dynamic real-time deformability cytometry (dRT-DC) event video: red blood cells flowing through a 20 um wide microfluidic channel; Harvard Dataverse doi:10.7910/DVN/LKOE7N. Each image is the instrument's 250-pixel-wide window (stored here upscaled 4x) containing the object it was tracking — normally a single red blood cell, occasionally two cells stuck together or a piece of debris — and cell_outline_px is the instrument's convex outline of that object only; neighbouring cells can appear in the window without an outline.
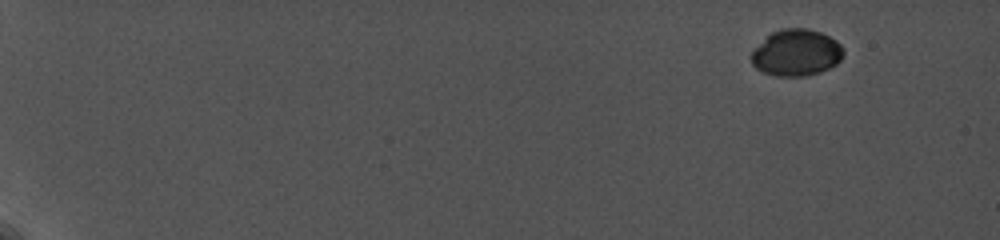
{"species": "common noctule bat (a hibernating species)", "species_latin": "Nyctalus noctula", "temperature_condition": "cold", "stored_images_in_passage": 55, "camera_frame_rate_fps": 5000, "um_per_image_px": 0.085, "animal": {"sex": "female", "body_mass_g": 19.0, "forearm_length_mm": 56.7}, "frame": {"image": 1, "passage_image": 1, "time_ms": 0.0, "image_size_px": [1000, 240], "cell_outline_px": [[844, 52], [840, 60], [836, 64], [820, 72], [808, 76], [776, 76], [764, 72], [756, 68], [752, 64], [752, 48], [772, 32], [784, 28], [808, 28], [820, 32], [836, 40], [844, 48]], "centroid_in_image_um": [67.68, 4.48], "position_along_channel_um": 17.3, "area_um2": 25.09}}
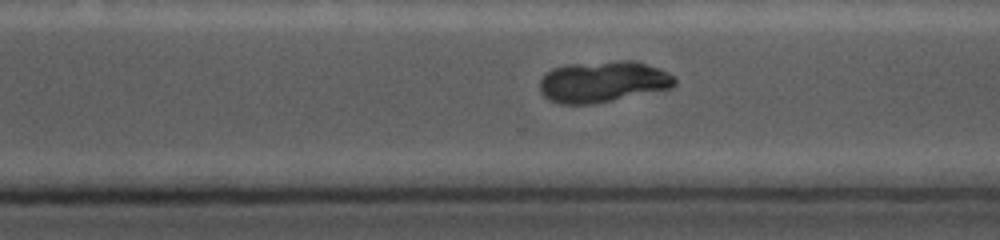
{"frame": {"image": 2, "passage_image": 43, "time_ms": 13.2, "image_size_px": [1000, 240], "cell_outline_px": [[676, 84], [672, 88], [596, 104], [560, 104], [548, 100], [540, 92], [540, 80], [552, 68], [568, 64], [620, 60], [636, 60], [660, 68], [676, 76]], "centroid_in_image_um": [51.29, 6.94], "position_along_channel_um": 319.3, "area_um2": 32.95}}
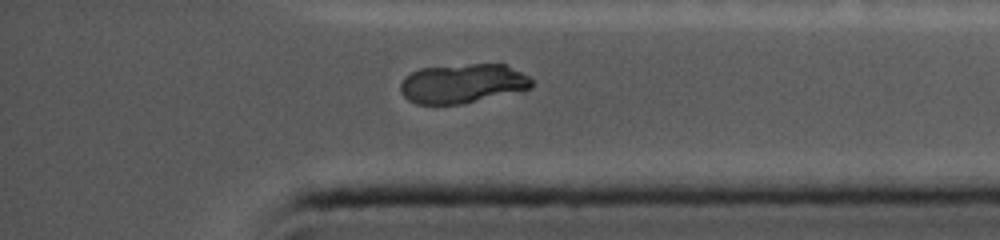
{"frame": {"image": 3, "passage_image": 51, "time_ms": 15.2, "image_size_px": [1000, 240], "cell_outline_px": [[532, 88], [460, 104], [416, 104], [408, 100], [400, 92], [400, 84], [404, 76], [420, 68], [468, 64], [504, 64], [528, 76], [532, 80]], "centroid_in_image_um": [39.27, 7.1], "position_along_channel_um": 395.9, "area_um2": 29.88}}